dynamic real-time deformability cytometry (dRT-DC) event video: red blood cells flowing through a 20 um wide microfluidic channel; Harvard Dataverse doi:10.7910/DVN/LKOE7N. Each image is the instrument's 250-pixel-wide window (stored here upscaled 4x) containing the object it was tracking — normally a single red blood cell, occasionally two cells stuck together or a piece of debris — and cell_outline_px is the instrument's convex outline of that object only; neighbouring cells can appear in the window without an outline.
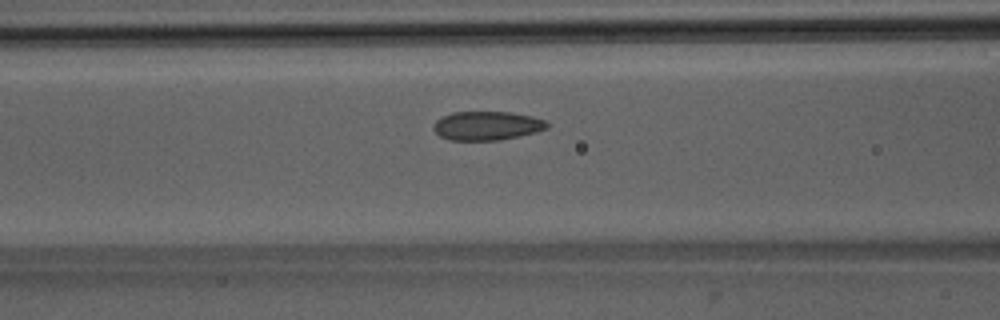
{"species": "Egyptian fruit bat (a non-hibernating species)", "species_latin": "Rousettus aegyptiacus", "temperature_condition": "room temperature", "stored_images_in_passage": 47, "camera_frame_rate_fps": 3000, "um_per_image_px": 0.085, "animal": {"sex": "male"}, "frame": {"image": 1, "passage_image": 17, "time_ms": 5.333, "image_size_px": [1000, 320], "cell_outline_px": [[548, 128], [536, 132], [520, 136], [500, 140], [448, 140], [440, 136], [432, 128], [432, 124], [436, 120], [452, 112], [512, 112], [532, 116], [544, 120], [548, 124]], "centroid_in_image_um": [41.38, 10.69], "position_along_channel_um": 125.2, "area_um2": 19.19}}
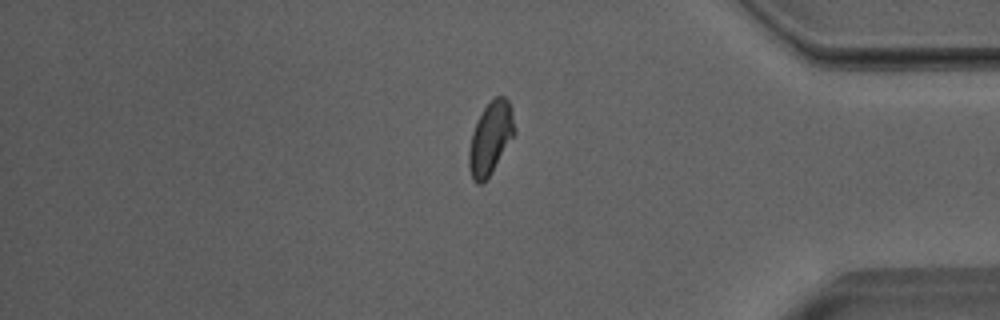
{"frame": {"image": 2, "passage_image": 39, "time_ms": 12.667, "image_size_px": [1000, 320], "cell_outline_px": [[516, 132], [488, 176], [480, 184], [476, 184], [472, 180], [468, 164], [468, 152], [472, 132], [484, 108], [496, 96], [504, 96], [508, 100], [512, 112], [516, 128]], "centroid_in_image_um": [41.69, 11.74], "position_along_channel_um": 393.5, "area_um2": 18.84}}
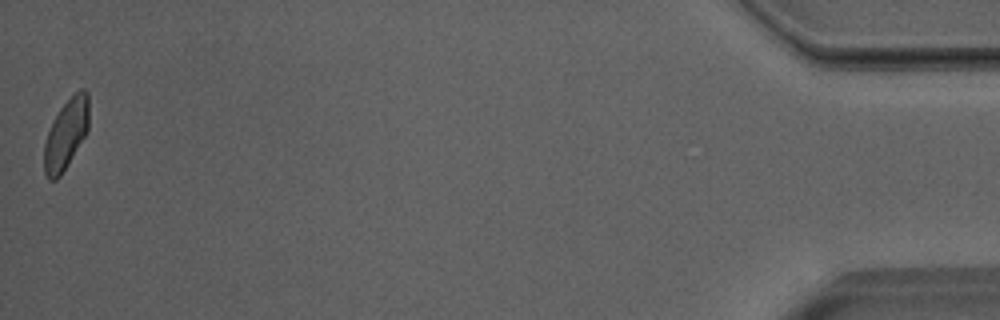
{"frame": {"image": 3, "passage_image": 47, "time_ms": 15.333, "image_size_px": [1000, 320], "cell_outline_px": [[88, 128], [84, 136], [68, 164], [60, 176], [56, 180], [48, 180], [44, 172], [44, 144], [52, 120], [60, 108], [80, 88], [84, 88], [88, 92]], "centroid_in_image_um": [5.59, 11.41], "position_along_channel_um": 429.6, "area_um2": 18.09}, "authors_computed_cell_mechanics": {"area_um2": 19.1896, "velocity_mm_per_s": 3.9974, "shape_relaxation_time_tau1_ms": 5.3621, "shape_relaxation_time_tau2_ms": 1.0029, "deformation_change_tau1": 0.1081, "deformation_change_tau2": 0.0542}}